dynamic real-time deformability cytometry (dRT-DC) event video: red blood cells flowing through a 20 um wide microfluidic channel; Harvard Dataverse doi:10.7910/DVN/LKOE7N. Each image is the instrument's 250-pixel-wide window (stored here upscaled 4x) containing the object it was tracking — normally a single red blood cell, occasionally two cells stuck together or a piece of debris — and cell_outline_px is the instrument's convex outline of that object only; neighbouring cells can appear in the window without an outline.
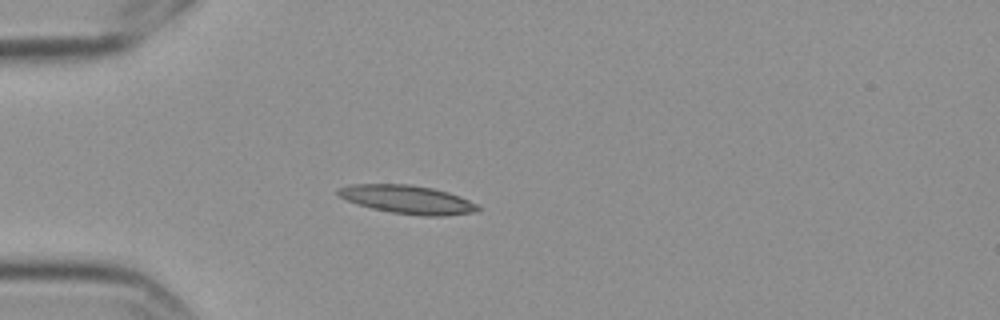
{"species": "Egyptian fruit bat (a non-hibernating species)", "species_latin": "Rousettus aegyptiacus", "temperature_condition": "cold", "stored_images_in_passage": 5, "camera_frame_rate_fps": 3000, "um_per_image_px": 0.085, "frame": {"image": 1, "passage_image": 4, "time_ms": 1.0, "image_size_px": [1000, 320], "cell_outline_px": [[480, 208], [476, 212], [444, 216], [424, 216], [392, 212], [372, 208], [348, 200], [340, 196], [336, 192], [336, 188], [352, 184], [412, 184], [432, 188], [448, 192], [460, 196], [476, 204]], "centroid_in_image_um": [34.65, 16.95], "position_along_channel_um": 50.4, "area_um2": 23.0}}